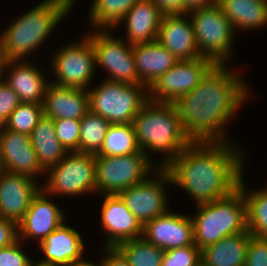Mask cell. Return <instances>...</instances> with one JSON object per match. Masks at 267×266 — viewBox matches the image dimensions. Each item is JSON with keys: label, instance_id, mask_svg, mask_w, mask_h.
Returning a JSON list of instances; mask_svg holds the SVG:
<instances>
[{"label": "cell", "instance_id": "cell-1", "mask_svg": "<svg viewBox=\"0 0 267 266\" xmlns=\"http://www.w3.org/2000/svg\"><path fill=\"white\" fill-rule=\"evenodd\" d=\"M246 86L226 65H215L193 90L176 99L173 104L190 142H228L224 126L247 100Z\"/></svg>", "mask_w": 267, "mask_h": 266}, {"label": "cell", "instance_id": "cell-2", "mask_svg": "<svg viewBox=\"0 0 267 266\" xmlns=\"http://www.w3.org/2000/svg\"><path fill=\"white\" fill-rule=\"evenodd\" d=\"M231 144L191 142L165 168L172 184L188 192L196 205L229 196L238 189L245 169L242 154Z\"/></svg>", "mask_w": 267, "mask_h": 266}, {"label": "cell", "instance_id": "cell-3", "mask_svg": "<svg viewBox=\"0 0 267 266\" xmlns=\"http://www.w3.org/2000/svg\"><path fill=\"white\" fill-rule=\"evenodd\" d=\"M133 126L137 143L148 158L149 151L164 152L165 158L154 168H166L191 143L173 103L148 100L134 118Z\"/></svg>", "mask_w": 267, "mask_h": 266}, {"label": "cell", "instance_id": "cell-4", "mask_svg": "<svg viewBox=\"0 0 267 266\" xmlns=\"http://www.w3.org/2000/svg\"><path fill=\"white\" fill-rule=\"evenodd\" d=\"M74 2L44 0L12 22L0 35L4 60H24L35 52L72 9Z\"/></svg>", "mask_w": 267, "mask_h": 266}, {"label": "cell", "instance_id": "cell-5", "mask_svg": "<svg viewBox=\"0 0 267 266\" xmlns=\"http://www.w3.org/2000/svg\"><path fill=\"white\" fill-rule=\"evenodd\" d=\"M192 218L194 244L204 249L222 238L247 230L246 202L238 188L229 196L197 204Z\"/></svg>", "mask_w": 267, "mask_h": 266}, {"label": "cell", "instance_id": "cell-6", "mask_svg": "<svg viewBox=\"0 0 267 266\" xmlns=\"http://www.w3.org/2000/svg\"><path fill=\"white\" fill-rule=\"evenodd\" d=\"M103 81L98 87L87 90L90 111L111 124H133L148 101V88L143 84Z\"/></svg>", "mask_w": 267, "mask_h": 266}, {"label": "cell", "instance_id": "cell-7", "mask_svg": "<svg viewBox=\"0 0 267 266\" xmlns=\"http://www.w3.org/2000/svg\"><path fill=\"white\" fill-rule=\"evenodd\" d=\"M187 17H191L200 56L211 60L215 65H226L225 61L233 56L231 45L236 30L221 7L216 3L210 7L195 9L188 12Z\"/></svg>", "mask_w": 267, "mask_h": 266}, {"label": "cell", "instance_id": "cell-8", "mask_svg": "<svg viewBox=\"0 0 267 266\" xmlns=\"http://www.w3.org/2000/svg\"><path fill=\"white\" fill-rule=\"evenodd\" d=\"M155 164L142 152L125 156H95L96 192L119 195L155 172Z\"/></svg>", "mask_w": 267, "mask_h": 266}, {"label": "cell", "instance_id": "cell-9", "mask_svg": "<svg viewBox=\"0 0 267 266\" xmlns=\"http://www.w3.org/2000/svg\"><path fill=\"white\" fill-rule=\"evenodd\" d=\"M46 172L49 178L41 188L48 195L63 194L71 197L96 193L95 155L68 152L60 163Z\"/></svg>", "mask_w": 267, "mask_h": 266}, {"label": "cell", "instance_id": "cell-10", "mask_svg": "<svg viewBox=\"0 0 267 266\" xmlns=\"http://www.w3.org/2000/svg\"><path fill=\"white\" fill-rule=\"evenodd\" d=\"M53 56L52 71L56 80L50 83L61 87L88 90L96 69L95 52L91 39L82 40L59 48Z\"/></svg>", "mask_w": 267, "mask_h": 266}, {"label": "cell", "instance_id": "cell-11", "mask_svg": "<svg viewBox=\"0 0 267 266\" xmlns=\"http://www.w3.org/2000/svg\"><path fill=\"white\" fill-rule=\"evenodd\" d=\"M95 31V32H94ZM88 32L95 52L96 66L109 72L106 80L126 84H141L138 79L133 46L125 44L122 38H114L111 30ZM98 64V65H97Z\"/></svg>", "mask_w": 267, "mask_h": 266}, {"label": "cell", "instance_id": "cell-12", "mask_svg": "<svg viewBox=\"0 0 267 266\" xmlns=\"http://www.w3.org/2000/svg\"><path fill=\"white\" fill-rule=\"evenodd\" d=\"M215 64L206 58L178 61L149 88L148 100L173 103L193 90Z\"/></svg>", "mask_w": 267, "mask_h": 266}, {"label": "cell", "instance_id": "cell-13", "mask_svg": "<svg viewBox=\"0 0 267 266\" xmlns=\"http://www.w3.org/2000/svg\"><path fill=\"white\" fill-rule=\"evenodd\" d=\"M155 173L154 180L145 179L119 194L142 226L169 210L165 185L172 184L170 174L165 168H156Z\"/></svg>", "mask_w": 267, "mask_h": 266}, {"label": "cell", "instance_id": "cell-14", "mask_svg": "<svg viewBox=\"0 0 267 266\" xmlns=\"http://www.w3.org/2000/svg\"><path fill=\"white\" fill-rule=\"evenodd\" d=\"M0 169L29 176L36 180L46 173L39 165L30 135L5 129L0 130Z\"/></svg>", "mask_w": 267, "mask_h": 266}, {"label": "cell", "instance_id": "cell-15", "mask_svg": "<svg viewBox=\"0 0 267 266\" xmlns=\"http://www.w3.org/2000/svg\"><path fill=\"white\" fill-rule=\"evenodd\" d=\"M142 237L164 251L193 245L192 217L168 210L143 226Z\"/></svg>", "mask_w": 267, "mask_h": 266}, {"label": "cell", "instance_id": "cell-16", "mask_svg": "<svg viewBox=\"0 0 267 266\" xmlns=\"http://www.w3.org/2000/svg\"><path fill=\"white\" fill-rule=\"evenodd\" d=\"M42 188L33 196L23 219L17 224L18 239L35 238L40 243L62 223L65 216L62 209L50 201ZM21 235V236H20Z\"/></svg>", "mask_w": 267, "mask_h": 266}, {"label": "cell", "instance_id": "cell-17", "mask_svg": "<svg viewBox=\"0 0 267 266\" xmlns=\"http://www.w3.org/2000/svg\"><path fill=\"white\" fill-rule=\"evenodd\" d=\"M101 226L105 230L107 248H115L119 243L141 238L143 226L126 207L119 195H105L101 209Z\"/></svg>", "mask_w": 267, "mask_h": 266}, {"label": "cell", "instance_id": "cell-18", "mask_svg": "<svg viewBox=\"0 0 267 266\" xmlns=\"http://www.w3.org/2000/svg\"><path fill=\"white\" fill-rule=\"evenodd\" d=\"M29 176L0 169V217L18 224L41 185Z\"/></svg>", "mask_w": 267, "mask_h": 266}, {"label": "cell", "instance_id": "cell-19", "mask_svg": "<svg viewBox=\"0 0 267 266\" xmlns=\"http://www.w3.org/2000/svg\"><path fill=\"white\" fill-rule=\"evenodd\" d=\"M187 14L163 15L157 41L179 61L201 58L196 43L193 24Z\"/></svg>", "mask_w": 267, "mask_h": 266}, {"label": "cell", "instance_id": "cell-20", "mask_svg": "<svg viewBox=\"0 0 267 266\" xmlns=\"http://www.w3.org/2000/svg\"><path fill=\"white\" fill-rule=\"evenodd\" d=\"M26 60L5 61L3 74L9 75L4 81L17 93L20 102L42 104L49 82L44 74Z\"/></svg>", "mask_w": 267, "mask_h": 266}, {"label": "cell", "instance_id": "cell-21", "mask_svg": "<svg viewBox=\"0 0 267 266\" xmlns=\"http://www.w3.org/2000/svg\"><path fill=\"white\" fill-rule=\"evenodd\" d=\"M45 117L81 120L89 111L87 90L61 87L50 83L42 102Z\"/></svg>", "mask_w": 267, "mask_h": 266}, {"label": "cell", "instance_id": "cell-22", "mask_svg": "<svg viewBox=\"0 0 267 266\" xmlns=\"http://www.w3.org/2000/svg\"><path fill=\"white\" fill-rule=\"evenodd\" d=\"M79 231L62 223L54 232L38 243L45 257L41 262L56 266H71L82 260L84 243Z\"/></svg>", "mask_w": 267, "mask_h": 266}, {"label": "cell", "instance_id": "cell-23", "mask_svg": "<svg viewBox=\"0 0 267 266\" xmlns=\"http://www.w3.org/2000/svg\"><path fill=\"white\" fill-rule=\"evenodd\" d=\"M163 14L152 0H139L123 17L127 43L145 44L157 41Z\"/></svg>", "mask_w": 267, "mask_h": 266}, {"label": "cell", "instance_id": "cell-24", "mask_svg": "<svg viewBox=\"0 0 267 266\" xmlns=\"http://www.w3.org/2000/svg\"><path fill=\"white\" fill-rule=\"evenodd\" d=\"M133 54L138 79L147 88L179 61L158 41L133 45Z\"/></svg>", "mask_w": 267, "mask_h": 266}, {"label": "cell", "instance_id": "cell-25", "mask_svg": "<svg viewBox=\"0 0 267 266\" xmlns=\"http://www.w3.org/2000/svg\"><path fill=\"white\" fill-rule=\"evenodd\" d=\"M251 234L243 231L226 236L201 250L203 266H245Z\"/></svg>", "mask_w": 267, "mask_h": 266}, {"label": "cell", "instance_id": "cell-26", "mask_svg": "<svg viewBox=\"0 0 267 266\" xmlns=\"http://www.w3.org/2000/svg\"><path fill=\"white\" fill-rule=\"evenodd\" d=\"M30 140L38 163L45 172L60 163L68 153L56 136L53 119L44 115L32 130Z\"/></svg>", "mask_w": 267, "mask_h": 266}, {"label": "cell", "instance_id": "cell-27", "mask_svg": "<svg viewBox=\"0 0 267 266\" xmlns=\"http://www.w3.org/2000/svg\"><path fill=\"white\" fill-rule=\"evenodd\" d=\"M223 14L234 30L261 28L267 24V1L260 0H217Z\"/></svg>", "mask_w": 267, "mask_h": 266}, {"label": "cell", "instance_id": "cell-28", "mask_svg": "<svg viewBox=\"0 0 267 266\" xmlns=\"http://www.w3.org/2000/svg\"><path fill=\"white\" fill-rule=\"evenodd\" d=\"M238 188L242 191L246 202L248 232L252 236L267 239V189L253 192L246 190L243 175Z\"/></svg>", "mask_w": 267, "mask_h": 266}, {"label": "cell", "instance_id": "cell-29", "mask_svg": "<svg viewBox=\"0 0 267 266\" xmlns=\"http://www.w3.org/2000/svg\"><path fill=\"white\" fill-rule=\"evenodd\" d=\"M139 0H94L89 11V23L97 30H108L121 24L126 13Z\"/></svg>", "mask_w": 267, "mask_h": 266}, {"label": "cell", "instance_id": "cell-30", "mask_svg": "<svg viewBox=\"0 0 267 266\" xmlns=\"http://www.w3.org/2000/svg\"><path fill=\"white\" fill-rule=\"evenodd\" d=\"M141 151L133 124H111L95 156H125Z\"/></svg>", "mask_w": 267, "mask_h": 266}, {"label": "cell", "instance_id": "cell-31", "mask_svg": "<svg viewBox=\"0 0 267 266\" xmlns=\"http://www.w3.org/2000/svg\"><path fill=\"white\" fill-rule=\"evenodd\" d=\"M111 123L89 111L80 120L79 152L97 155Z\"/></svg>", "mask_w": 267, "mask_h": 266}, {"label": "cell", "instance_id": "cell-32", "mask_svg": "<svg viewBox=\"0 0 267 266\" xmlns=\"http://www.w3.org/2000/svg\"><path fill=\"white\" fill-rule=\"evenodd\" d=\"M115 248L130 266H161L165 252L143 237L121 242Z\"/></svg>", "mask_w": 267, "mask_h": 266}, {"label": "cell", "instance_id": "cell-33", "mask_svg": "<svg viewBox=\"0 0 267 266\" xmlns=\"http://www.w3.org/2000/svg\"><path fill=\"white\" fill-rule=\"evenodd\" d=\"M43 115L42 104L21 102L10 114L3 127L30 135Z\"/></svg>", "mask_w": 267, "mask_h": 266}, {"label": "cell", "instance_id": "cell-34", "mask_svg": "<svg viewBox=\"0 0 267 266\" xmlns=\"http://www.w3.org/2000/svg\"><path fill=\"white\" fill-rule=\"evenodd\" d=\"M56 136L67 152H79L80 120H53Z\"/></svg>", "mask_w": 267, "mask_h": 266}, {"label": "cell", "instance_id": "cell-35", "mask_svg": "<svg viewBox=\"0 0 267 266\" xmlns=\"http://www.w3.org/2000/svg\"><path fill=\"white\" fill-rule=\"evenodd\" d=\"M201 263V250L195 245L166 250L161 266H198Z\"/></svg>", "mask_w": 267, "mask_h": 266}, {"label": "cell", "instance_id": "cell-36", "mask_svg": "<svg viewBox=\"0 0 267 266\" xmlns=\"http://www.w3.org/2000/svg\"><path fill=\"white\" fill-rule=\"evenodd\" d=\"M20 241L17 239L11 245L0 248V266H29L32 260L22 251Z\"/></svg>", "mask_w": 267, "mask_h": 266}, {"label": "cell", "instance_id": "cell-37", "mask_svg": "<svg viewBox=\"0 0 267 266\" xmlns=\"http://www.w3.org/2000/svg\"><path fill=\"white\" fill-rule=\"evenodd\" d=\"M245 266H267V239L252 236L247 248Z\"/></svg>", "mask_w": 267, "mask_h": 266}, {"label": "cell", "instance_id": "cell-38", "mask_svg": "<svg viewBox=\"0 0 267 266\" xmlns=\"http://www.w3.org/2000/svg\"><path fill=\"white\" fill-rule=\"evenodd\" d=\"M0 79V125L4 126L10 114L21 103L17 93L9 85Z\"/></svg>", "mask_w": 267, "mask_h": 266}, {"label": "cell", "instance_id": "cell-39", "mask_svg": "<svg viewBox=\"0 0 267 266\" xmlns=\"http://www.w3.org/2000/svg\"><path fill=\"white\" fill-rule=\"evenodd\" d=\"M18 239L17 224L0 217V248L14 243Z\"/></svg>", "mask_w": 267, "mask_h": 266}, {"label": "cell", "instance_id": "cell-40", "mask_svg": "<svg viewBox=\"0 0 267 266\" xmlns=\"http://www.w3.org/2000/svg\"><path fill=\"white\" fill-rule=\"evenodd\" d=\"M163 15L184 13V0H152Z\"/></svg>", "mask_w": 267, "mask_h": 266}, {"label": "cell", "instance_id": "cell-41", "mask_svg": "<svg viewBox=\"0 0 267 266\" xmlns=\"http://www.w3.org/2000/svg\"><path fill=\"white\" fill-rule=\"evenodd\" d=\"M104 248L107 257H103L102 266H130L129 262L116 248Z\"/></svg>", "mask_w": 267, "mask_h": 266}, {"label": "cell", "instance_id": "cell-42", "mask_svg": "<svg viewBox=\"0 0 267 266\" xmlns=\"http://www.w3.org/2000/svg\"><path fill=\"white\" fill-rule=\"evenodd\" d=\"M217 0H184V13H188L195 9H201L213 6Z\"/></svg>", "mask_w": 267, "mask_h": 266}, {"label": "cell", "instance_id": "cell-43", "mask_svg": "<svg viewBox=\"0 0 267 266\" xmlns=\"http://www.w3.org/2000/svg\"><path fill=\"white\" fill-rule=\"evenodd\" d=\"M71 266H102V263H100L99 265L90 262V261H84L83 259L80 261H77L75 264L71 265Z\"/></svg>", "mask_w": 267, "mask_h": 266}, {"label": "cell", "instance_id": "cell-44", "mask_svg": "<svg viewBox=\"0 0 267 266\" xmlns=\"http://www.w3.org/2000/svg\"><path fill=\"white\" fill-rule=\"evenodd\" d=\"M5 60L3 57V53L1 50V45H0V79L3 77V66H4Z\"/></svg>", "mask_w": 267, "mask_h": 266}, {"label": "cell", "instance_id": "cell-45", "mask_svg": "<svg viewBox=\"0 0 267 266\" xmlns=\"http://www.w3.org/2000/svg\"><path fill=\"white\" fill-rule=\"evenodd\" d=\"M29 266H56L50 263H46V262H41L38 261V263H34L33 260L30 262Z\"/></svg>", "mask_w": 267, "mask_h": 266}]
</instances>
